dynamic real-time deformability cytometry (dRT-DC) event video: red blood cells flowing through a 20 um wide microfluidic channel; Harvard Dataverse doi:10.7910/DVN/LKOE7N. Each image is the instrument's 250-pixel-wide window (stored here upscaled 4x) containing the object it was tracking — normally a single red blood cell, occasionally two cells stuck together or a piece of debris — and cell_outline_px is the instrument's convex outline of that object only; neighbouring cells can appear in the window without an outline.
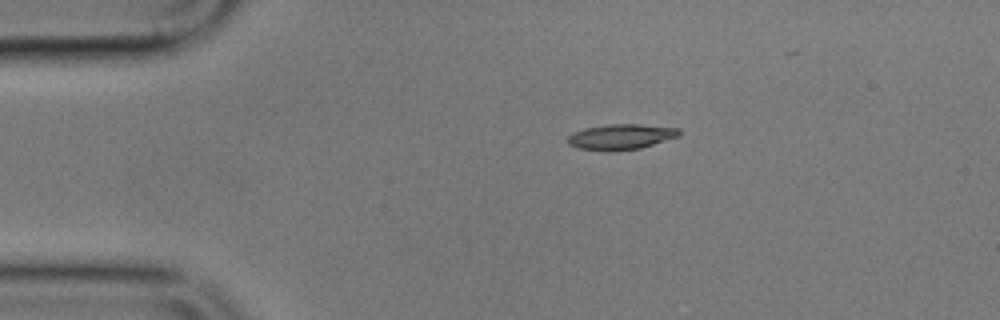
{"species": "common noctule bat (a hibernating species)", "species_latin": "Nyctalus noctula", "temperature_condition": "cold", "stored_images_in_passage": 6, "camera_frame_rate_fps": 3000, "um_per_image_px": 0.085, "animal": {"sex": "male", "body_mass_g": 17.9}, "frame": {"image": 1, "passage_image": 1, "time_ms": 0.0, "image_size_px": [1000, 320], "cell_outline_px": [[680, 136], [640, 148], [608, 152], [580, 148], [568, 144], [568, 136], [572, 132], [584, 128], [608, 124], [640, 124], [680, 128]], "centroid_in_image_um": [52.78, 11.62], "position_along_channel_um": 32.2, "area_um2": 16.65}}
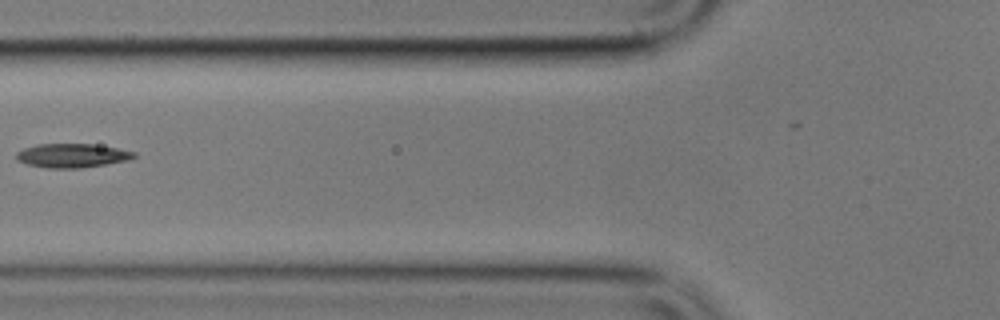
{"frame": {"image": 2, "passage_image": 4, "time_ms": 3.667, "image_size_px": [1000, 320], "cell_outline_px": [[136, 156], [128, 160], [80, 168], [48, 168], [28, 164], [16, 160], [16, 152], [24, 148], [36, 144], [92, 144], [116, 148], [136, 152]], "centroid_in_image_um": [6.1, 13.22], "position_along_channel_um": 119.7, "area_um2": 16.3}}
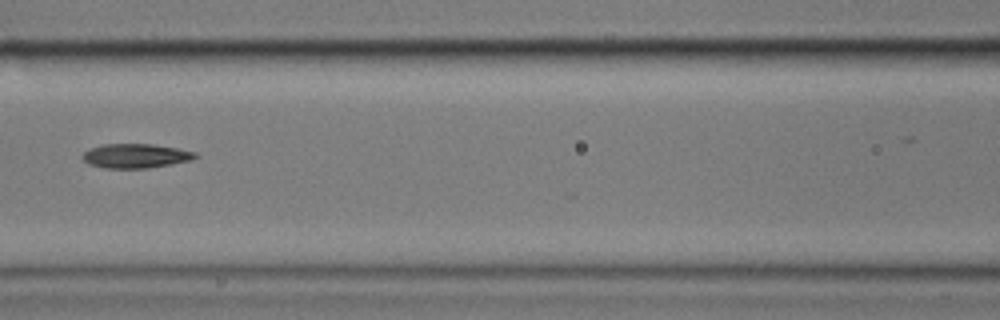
{"frame": {"image": 3, "passage_image": 5, "time_ms": 4.667, "image_size_px": [1000, 320], "cell_outline_px": [[200, 156], [192, 160], [172, 164], [148, 168], [104, 168], [88, 164], [80, 156], [88, 148], [104, 144], [152, 144], [176, 148], [196, 152]], "centroid_in_image_um": [11.52, 13.25], "position_along_channel_um": 155.1, "area_um2": 16.13}}